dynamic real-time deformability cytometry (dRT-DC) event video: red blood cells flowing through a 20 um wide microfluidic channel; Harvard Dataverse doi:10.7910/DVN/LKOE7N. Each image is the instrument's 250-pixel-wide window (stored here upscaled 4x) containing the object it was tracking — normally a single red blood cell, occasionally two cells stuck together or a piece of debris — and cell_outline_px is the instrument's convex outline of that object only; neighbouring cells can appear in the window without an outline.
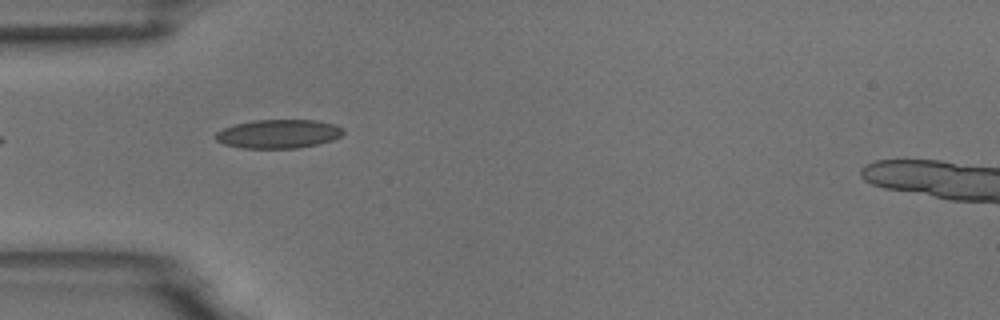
{"species": "common noctule bat (a hibernating species)", "species_latin": "Nyctalus noctula", "temperature_condition": "room temperature", "stored_images_in_passage": 6, "camera_frame_rate_fps": 3000, "um_per_image_px": 0.085, "animal": {"sex": "male", "body_mass_g": 18.8}, "frame": {"image": 1, "passage_image": 5, "time_ms": 1.333, "image_size_px": [1000, 320], "cell_outline_px": [[344, 132], [340, 136], [332, 140], [316, 144], [296, 148], [240, 148], [224, 144], [216, 140], [212, 136], [216, 132], [224, 128], [236, 124], [252, 120], [316, 120], [336, 124], [344, 128]], "centroid_in_image_um": [23.65, 11.37], "position_along_channel_um": 61.3, "area_um2": 21.5}}